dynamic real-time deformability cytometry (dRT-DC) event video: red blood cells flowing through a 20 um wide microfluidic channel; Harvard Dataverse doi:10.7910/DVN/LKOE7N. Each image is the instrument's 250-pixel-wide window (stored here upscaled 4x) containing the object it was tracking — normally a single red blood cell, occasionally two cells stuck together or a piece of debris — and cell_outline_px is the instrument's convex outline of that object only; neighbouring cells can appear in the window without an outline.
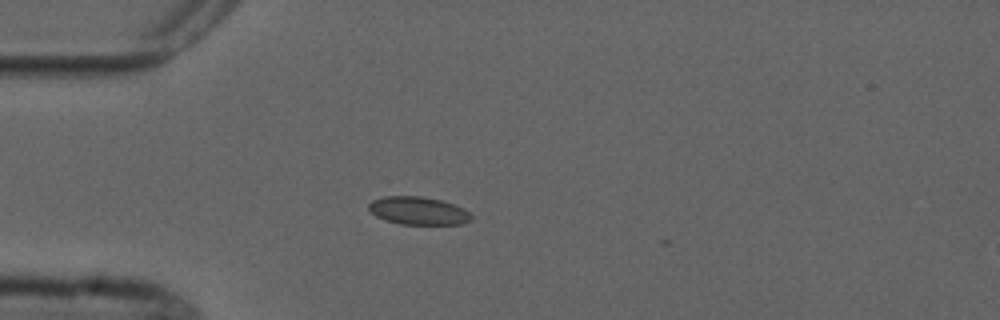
{"species": "common noctule bat (a hibernating species)", "species_latin": "Nyctalus noctula", "temperature_condition": "cold", "stored_images_in_passage": 2, "camera_frame_rate_fps": 3000, "um_per_image_px": 0.085, "animal": {"sex": "male", "forearm_length_mm": 52.5}, "frame": {"image": 1, "passage_image": 1, "time_ms": 0.0, "image_size_px": [1000, 320], "cell_outline_px": [[472, 220], [464, 224], [400, 224], [384, 220], [376, 216], [368, 208], [368, 204], [372, 200], [384, 196], [420, 196], [440, 200], [464, 208], [472, 212]], "centroid_in_image_um": [35.58, 17.92], "position_along_channel_um": 49.4, "area_um2": 16.82}}